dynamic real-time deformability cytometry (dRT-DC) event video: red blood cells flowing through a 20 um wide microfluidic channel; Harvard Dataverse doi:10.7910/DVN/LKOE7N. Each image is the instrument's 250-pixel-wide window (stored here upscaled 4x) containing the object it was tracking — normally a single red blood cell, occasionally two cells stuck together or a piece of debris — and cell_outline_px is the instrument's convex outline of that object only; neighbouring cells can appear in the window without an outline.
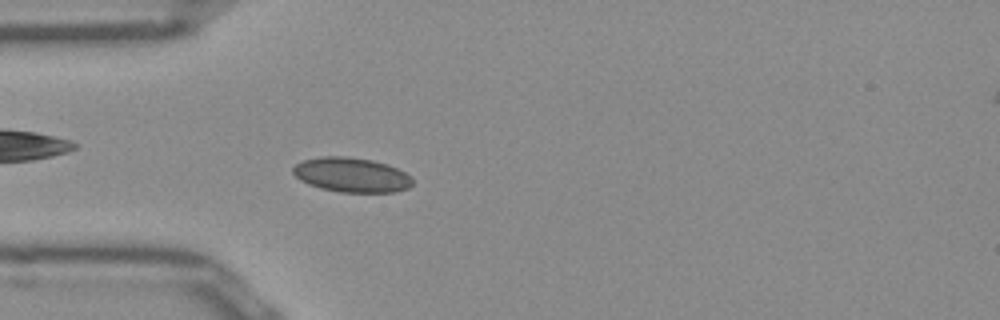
{"species": "Egyptian fruit bat (a non-hibernating species)", "species_latin": "Rousettus aegyptiacus", "temperature_condition": "room temperature", "stored_images_in_passage": 51, "camera_frame_rate_fps": 3000, "um_per_image_px": 0.085, "frame": {"image": 1, "passage_image": 14, "time_ms": 4.333, "image_size_px": [1000, 320], "cell_outline_px": [[412, 184], [408, 188], [396, 192], [340, 192], [320, 188], [308, 184], [300, 180], [292, 172], [292, 168], [296, 164], [304, 160], [320, 156], [348, 156], [372, 160], [388, 164], [412, 176]], "centroid_in_image_um": [29.88, 14.86], "position_along_channel_um": 55.1, "area_um2": 24.22}}
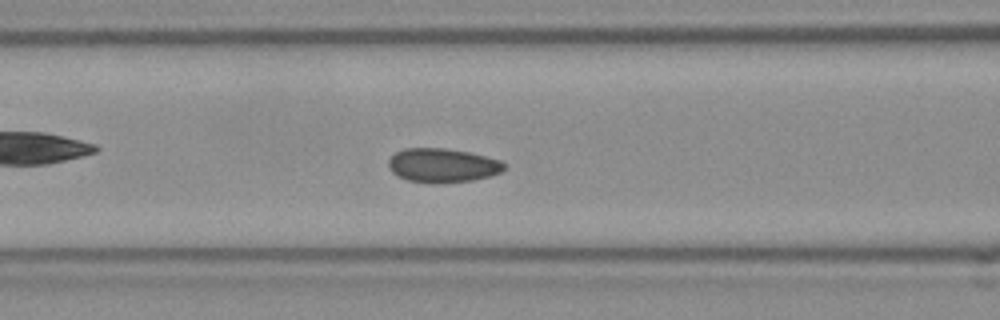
{"frame": {"image": 2, "passage_image": 20, "time_ms": 6.333, "image_size_px": [1000, 320], "cell_outline_px": [[504, 168], [500, 172], [488, 176], [472, 180], [440, 184], [432, 184], [408, 180], [392, 172], [388, 168], [388, 160], [396, 152], [404, 148], [444, 148], [468, 152], [500, 160], [504, 164]], "centroid_in_image_um": [37.57, 14.06], "position_along_channel_um": 129.0, "area_um2": 22.89}}
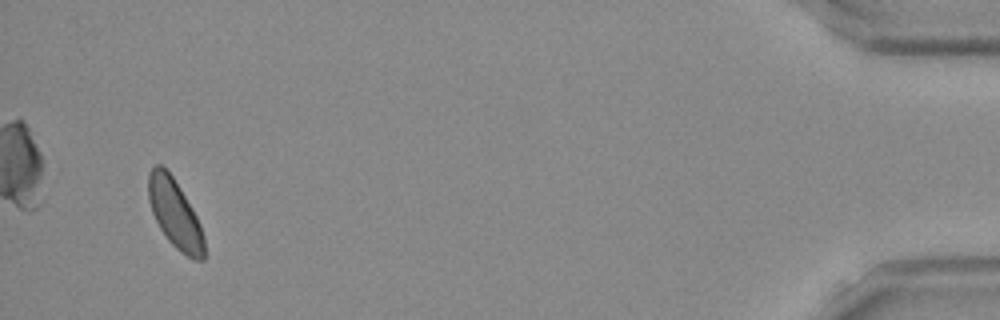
{"frame": {"image": 3, "passage_image": 49, "time_ms": 16.0, "image_size_px": [1000, 320], "cell_outline_px": [[204, 260], [192, 260], [180, 252], [168, 240], [160, 228], [152, 212], [148, 200], [148, 172], [156, 164], [160, 164], [172, 176], [192, 208], [200, 224], [204, 236]], "centroid_in_image_um": [14.86, 18.19], "position_along_channel_um": 420.3, "area_um2": 22.2}, "authors_computed_cell_mechanics": {"area_um2": 22.7154, "velocity_mm_per_s": 3.8717, "shape_relaxation_time_tau1_ms": 1.5736, "shape_relaxation_time_tau2_ms": 2.0028, "deformation_change_tau1": 0.0344, "deformation_change_tau2": 0.045}}